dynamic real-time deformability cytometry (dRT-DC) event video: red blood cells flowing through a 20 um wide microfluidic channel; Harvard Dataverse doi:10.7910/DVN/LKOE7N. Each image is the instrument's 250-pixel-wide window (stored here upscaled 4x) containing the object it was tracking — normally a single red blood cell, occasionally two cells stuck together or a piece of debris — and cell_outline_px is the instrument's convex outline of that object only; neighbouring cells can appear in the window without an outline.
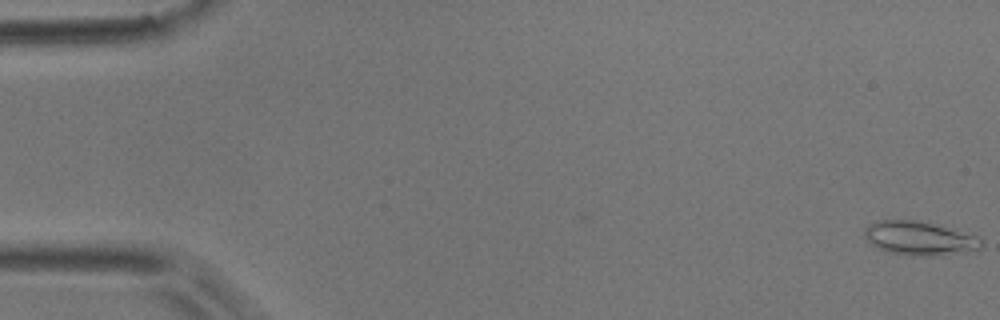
{"species": "common noctule bat (a hibernating species)", "species_latin": "Nyctalus noctula", "temperature_condition": "room temperature", "stored_images_in_passage": 51, "camera_frame_rate_fps": 3000, "um_per_image_px": 0.085, "animal": {"sex": "male", "body_mass_g": 17.9}, "frame": {"image": 1, "passage_image": 1, "time_ms": 0.0, "image_size_px": [1000, 320], "cell_outline_px": [[984, 244], [980, 248], [932, 256], [908, 256], [888, 252], [872, 244], [864, 236], [864, 228], [868, 224], [880, 220], [920, 220], [980, 236], [984, 240]], "centroid_in_image_um": [78.15, 20.24], "position_along_channel_um": 6.8, "area_um2": 23.06}}
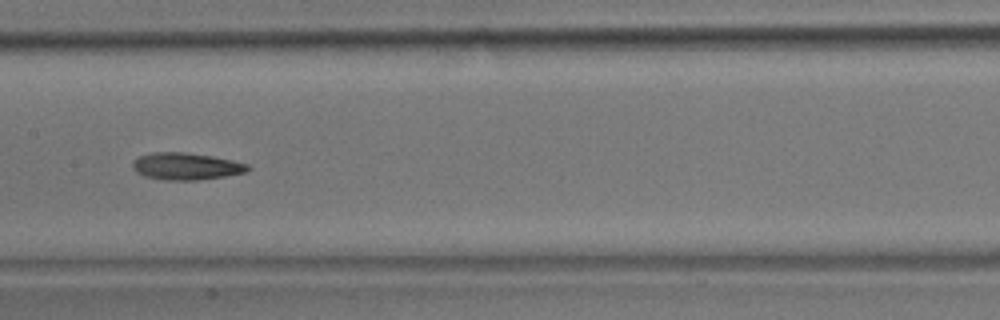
{"frame": {"image": 2, "passage_image": 26, "time_ms": 8.333, "image_size_px": [1000, 320], "cell_outline_px": [[252, 168], [244, 172], [224, 176], [196, 180], [164, 180], [144, 176], [136, 172], [132, 168], [132, 164], [140, 156], [152, 152], [184, 152], [212, 156], [232, 160], [248, 164]], "centroid_in_image_um": [15.81, 14.13], "position_along_channel_um": 191.6, "area_um2": 18.03}}
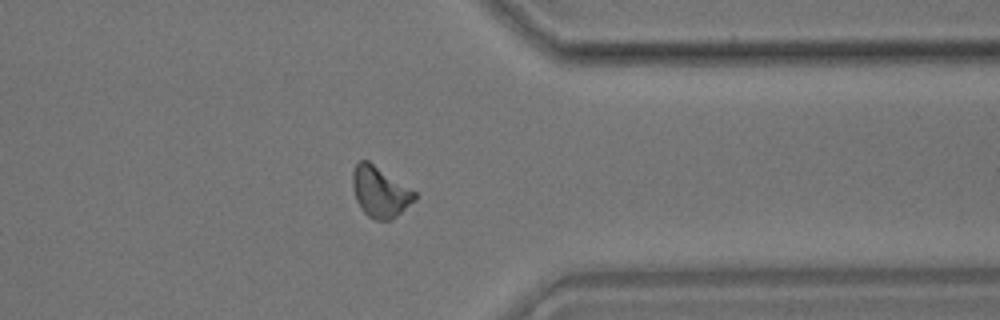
{"frame": {"image": 3, "passage_image": 41, "time_ms": 13.333, "image_size_px": [1000, 320], "cell_outline_px": [[416, 200], [392, 220], [376, 220], [368, 216], [360, 208], [356, 200], [352, 188], [352, 172], [356, 164], [360, 160], [368, 160], [416, 192]], "centroid_in_image_um": [32.29, 16.32], "position_along_channel_um": 379.1, "area_um2": 18.38}}